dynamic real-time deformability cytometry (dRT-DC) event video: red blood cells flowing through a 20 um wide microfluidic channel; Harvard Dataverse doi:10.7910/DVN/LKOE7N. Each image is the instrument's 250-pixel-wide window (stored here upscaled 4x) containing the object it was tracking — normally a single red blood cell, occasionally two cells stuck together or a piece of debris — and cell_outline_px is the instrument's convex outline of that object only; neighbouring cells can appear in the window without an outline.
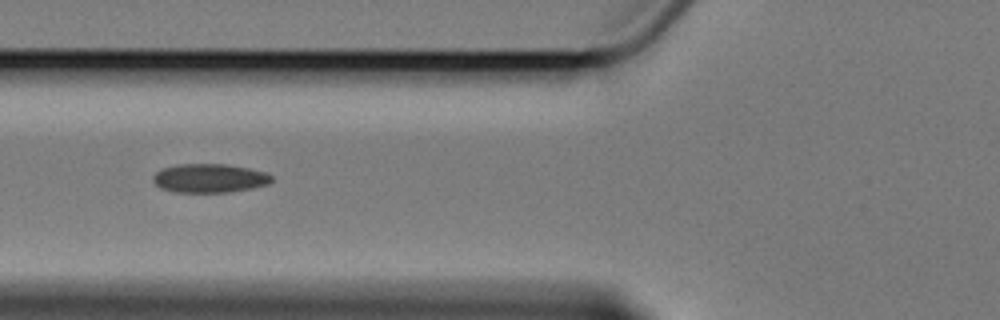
{"species": "Egyptian fruit bat (a non-hibernating species)", "species_latin": "Rousettus aegyptiacus", "temperature_condition": "cold", "stored_images_in_passage": 6, "camera_frame_rate_fps": 3000, "um_per_image_px": 0.085, "animal": {"sex": "female"}, "frame": {"image": 1, "passage_image": 3, "time_ms": 2.667, "image_size_px": [1000, 320], "cell_outline_px": [[272, 180], [268, 184], [252, 188], [232, 192], [172, 192], [160, 188], [152, 180], [152, 176], [160, 168], [176, 164], [224, 164], [248, 168], [264, 172], [272, 176]], "centroid_in_image_um": [17.76, 15.15], "position_along_channel_um": 108.0, "area_um2": 20.06}}
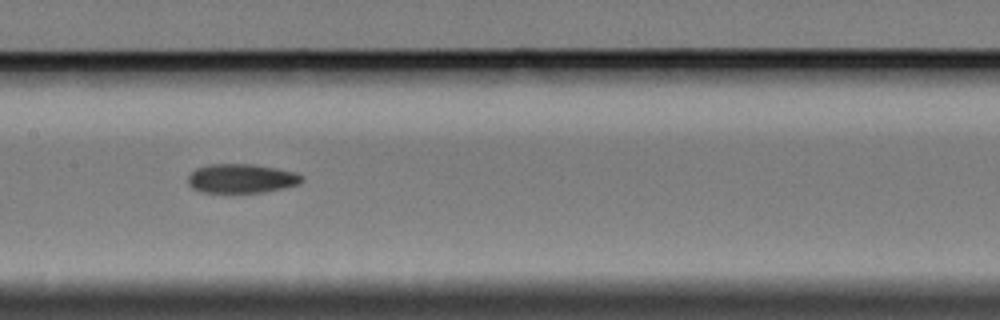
{"frame": {"image": 2, "passage_image": 5, "time_ms": 5.0, "image_size_px": [1000, 320], "cell_outline_px": [[304, 180], [296, 184], [264, 192], [200, 192], [192, 188], [188, 184], [188, 176], [196, 168], [208, 164], [252, 164], [276, 168], [292, 172], [304, 176]], "centroid_in_image_um": [20.47, 15.16], "position_along_channel_um": 186.9, "area_um2": 19.13}}
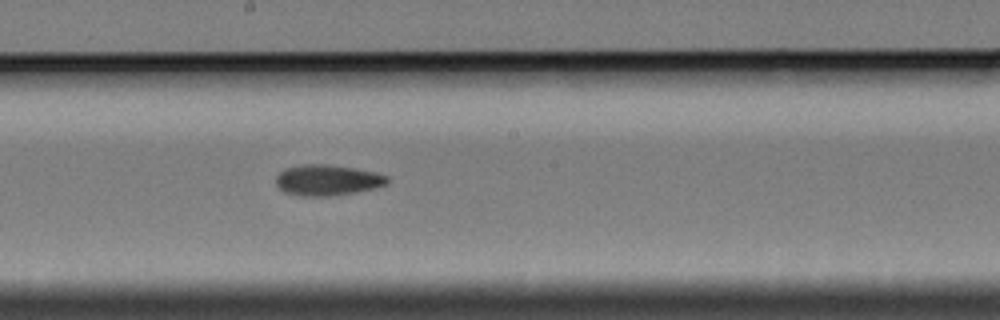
{"frame": {"image": 3, "passage_image": 6, "time_ms": 6.0, "image_size_px": [1000, 320], "cell_outline_px": [[388, 184], [356, 192], [328, 196], [304, 196], [284, 192], [276, 184], [276, 176], [284, 168], [300, 164], [328, 164], [356, 168], [376, 172], [388, 176]], "centroid_in_image_um": [27.82, 15.29], "position_along_channel_um": 220.4, "area_um2": 20.06}}